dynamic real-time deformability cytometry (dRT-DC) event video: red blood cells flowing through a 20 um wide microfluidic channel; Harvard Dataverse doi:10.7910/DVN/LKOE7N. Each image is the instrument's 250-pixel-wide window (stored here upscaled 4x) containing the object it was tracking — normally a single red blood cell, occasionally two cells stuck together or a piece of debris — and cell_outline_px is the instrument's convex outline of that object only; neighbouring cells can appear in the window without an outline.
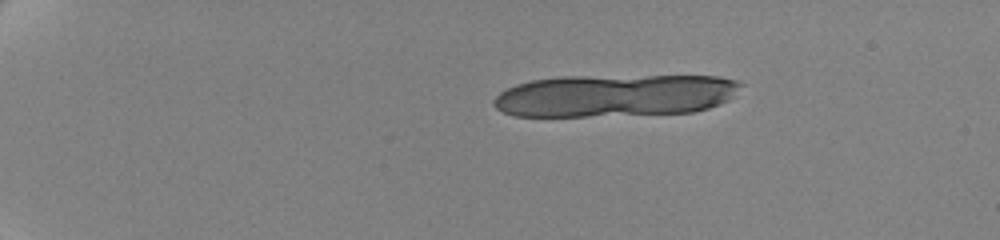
{"species": "human", "species_latin": "Homo sapiens", "temperature_condition": "cold", "stored_images_in_passage": 18, "camera_frame_rate_fps": 3000, "um_per_image_px": 0.085, "donor": {"sex": "female"}, "frame": {"image": 1, "passage_image": 2, "time_ms": 0.333, "image_size_px": [1000, 240], "cell_outline_px": [[744, 84], [728, 100], [720, 104], [708, 108], [692, 112], [588, 116], [512, 116], [496, 108], [492, 104], [492, 100], [500, 92], [516, 84], [532, 80], [556, 76], [720, 76], [736, 80]], "centroid_in_image_um": [52.24, 8.11], "position_along_channel_um": 32.8, "area_um2": 61.27}}
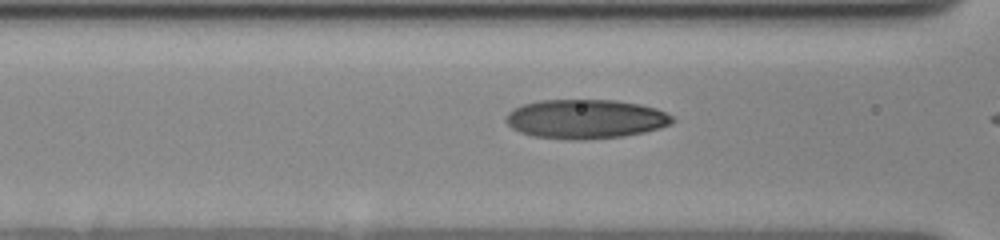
{"frame": {"image": 2, "passage_image": 16, "time_ms": 5.0, "image_size_px": [1000, 240], "cell_outline_px": [[676, 120], [672, 124], [660, 128], [644, 132], [624, 136], [584, 140], [564, 140], [532, 136], [520, 132], [512, 128], [504, 120], [508, 112], [524, 104], [540, 100], [616, 100], [640, 104], [656, 108], [672, 116]], "centroid_in_image_um": [49.78, 10.12], "position_along_channel_um": 116.8, "area_um2": 38.32}}